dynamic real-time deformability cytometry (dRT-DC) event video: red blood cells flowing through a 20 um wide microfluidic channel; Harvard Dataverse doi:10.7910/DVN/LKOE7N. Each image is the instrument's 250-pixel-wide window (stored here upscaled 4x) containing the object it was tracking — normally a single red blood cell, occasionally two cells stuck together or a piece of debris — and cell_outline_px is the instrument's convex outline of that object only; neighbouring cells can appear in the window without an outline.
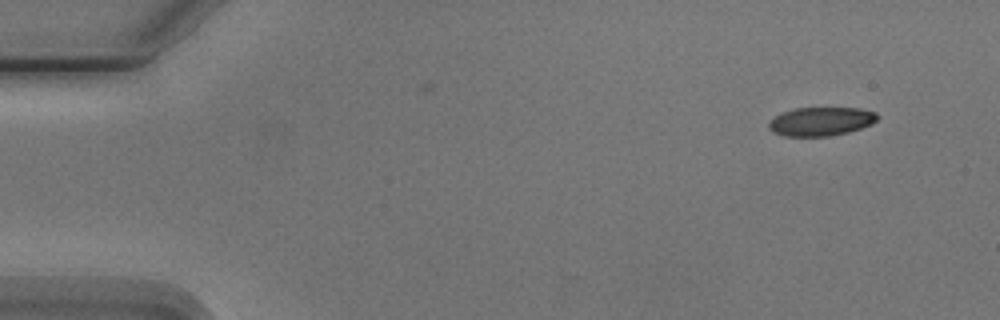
{"species": "Egyptian fruit bat (a non-hibernating species)", "species_latin": "Rousettus aegyptiacus", "temperature_condition": "cold", "stored_images_in_passage": 5, "camera_frame_rate_fps": 3000, "um_per_image_px": 0.085, "animal": {"sex": "male"}, "frame": {"image": 1, "passage_image": 1, "time_ms": 0.0, "image_size_px": [1000, 320], "cell_outline_px": [[876, 120], [872, 124], [848, 132], [828, 136], [784, 136], [772, 132], [768, 128], [768, 124], [776, 116], [792, 108], [860, 108], [876, 112]], "centroid_in_image_um": [69.76, 10.32], "position_along_channel_um": 15.2, "area_um2": 18.03}}
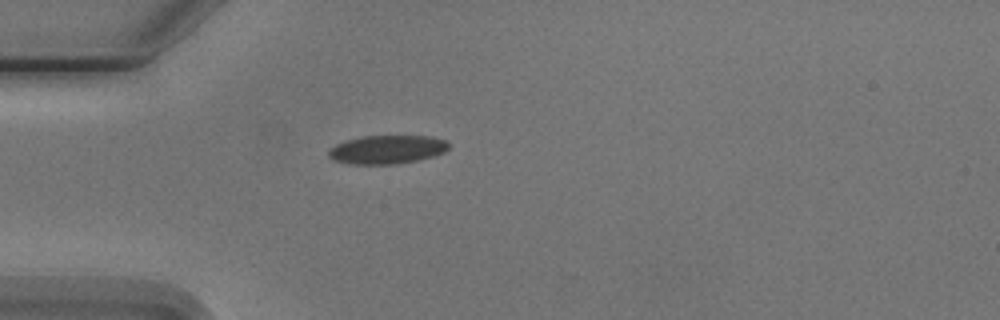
{"frame": {"image": 2, "passage_image": 4, "time_ms": 3.667, "image_size_px": [1000, 320], "cell_outline_px": [[448, 148], [444, 152], [436, 156], [396, 164], [348, 164], [336, 160], [328, 156], [328, 152], [336, 144], [348, 140], [364, 136], [428, 136], [444, 140], [448, 144]], "centroid_in_image_um": [32.91, 12.71], "position_along_channel_um": 52.1, "area_um2": 19.77}}